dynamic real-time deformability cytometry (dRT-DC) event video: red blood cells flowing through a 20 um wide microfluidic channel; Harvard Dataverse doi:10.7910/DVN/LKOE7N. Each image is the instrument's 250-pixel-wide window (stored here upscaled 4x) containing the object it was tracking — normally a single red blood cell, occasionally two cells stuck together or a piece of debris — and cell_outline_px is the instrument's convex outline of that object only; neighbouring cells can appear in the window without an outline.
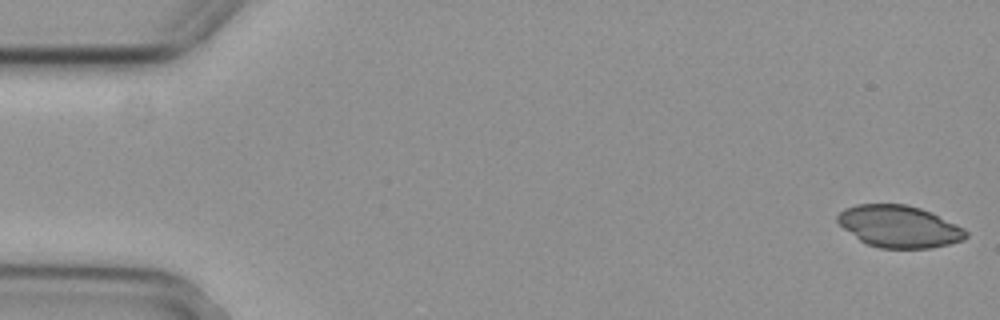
{"species": "common noctule bat (a hibernating species)", "species_latin": "Nyctalus noctula", "temperature_condition": "cold", "stored_images_in_passage": 4, "camera_frame_rate_fps": 3000, "um_per_image_px": 0.085, "animal": {"sex": "female", "body_mass_g": 29.2, "forearm_length_mm": 56.3}, "frame": {"image": 1, "passage_image": 1, "time_ms": 0.0, "image_size_px": [1000, 320], "cell_outline_px": [[968, 236], [964, 240], [932, 248], [880, 248], [868, 244], [860, 240], [844, 228], [836, 220], [836, 216], [844, 208], [856, 204], [908, 204], [932, 212], [964, 228], [968, 232]], "centroid_in_image_um": [76.44, 19.24], "position_along_channel_um": 8.6, "area_um2": 31.44}}